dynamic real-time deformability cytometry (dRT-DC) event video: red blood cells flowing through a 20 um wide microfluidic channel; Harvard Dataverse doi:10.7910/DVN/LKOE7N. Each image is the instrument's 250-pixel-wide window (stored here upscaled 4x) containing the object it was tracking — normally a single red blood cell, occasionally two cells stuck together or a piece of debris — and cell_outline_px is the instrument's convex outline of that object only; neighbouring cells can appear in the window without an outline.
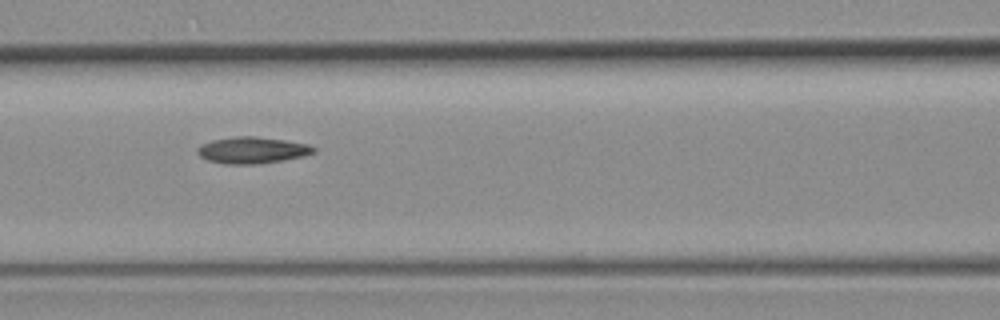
{"species": "common noctule bat (a hibernating species)", "species_latin": "Nyctalus noctula", "temperature_condition": "room temperature", "stored_images_in_passage": 9, "camera_frame_rate_fps": 3000, "um_per_image_px": 0.085, "animal": {"sex": "female", "body_mass_g": 19.3, "forearm_length_mm": 54.1}, "frame": {"image": 1, "passage_image": 3, "time_ms": 2.333, "image_size_px": [1000, 320], "cell_outline_px": [[316, 152], [304, 156], [284, 160], [260, 164], [224, 164], [208, 160], [200, 156], [196, 152], [196, 148], [200, 144], [212, 140], [236, 136], [256, 136], [284, 140], [308, 144], [316, 148]], "centroid_in_image_um": [21.43, 12.77], "position_along_channel_um": 145.2, "area_um2": 18.15}}
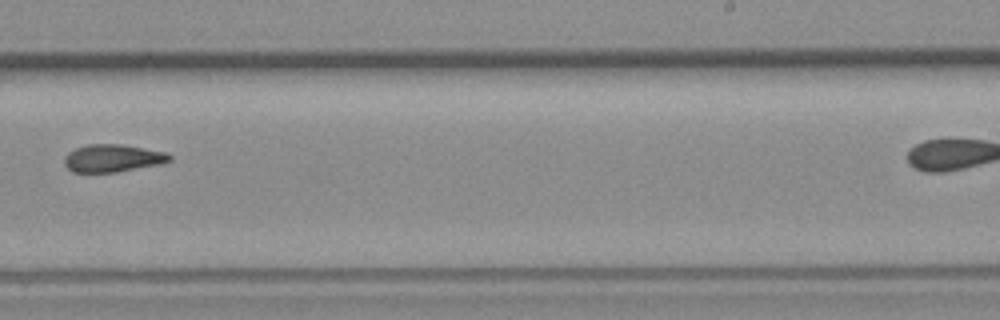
{"frame": {"image": 2, "passage_image": 6, "time_ms": 6.0, "image_size_px": [1000, 320], "cell_outline_px": [[172, 160], [160, 164], [116, 172], [72, 172], [64, 164], [64, 156], [68, 152], [76, 148], [88, 144], [120, 144], [168, 152], [172, 156]], "centroid_in_image_um": [9.58, 13.44], "position_along_channel_um": 279.4, "area_um2": 16.99}}
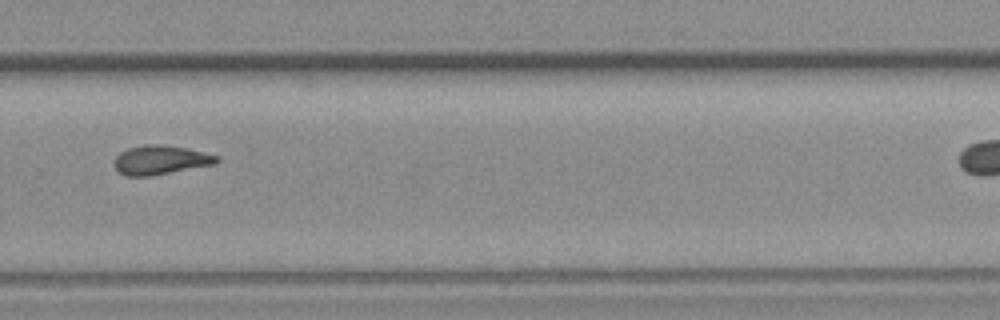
{"frame": {"image": 3, "passage_image": 7, "time_ms": 7.0, "image_size_px": [1000, 320], "cell_outline_px": [[220, 160], [216, 164], [148, 176], [124, 176], [116, 168], [116, 156], [120, 152], [128, 148], [144, 144], [156, 144], [184, 148], [216, 156]], "centroid_in_image_um": [13.61, 13.6], "position_along_channel_um": 316.2, "area_um2": 16.94}}